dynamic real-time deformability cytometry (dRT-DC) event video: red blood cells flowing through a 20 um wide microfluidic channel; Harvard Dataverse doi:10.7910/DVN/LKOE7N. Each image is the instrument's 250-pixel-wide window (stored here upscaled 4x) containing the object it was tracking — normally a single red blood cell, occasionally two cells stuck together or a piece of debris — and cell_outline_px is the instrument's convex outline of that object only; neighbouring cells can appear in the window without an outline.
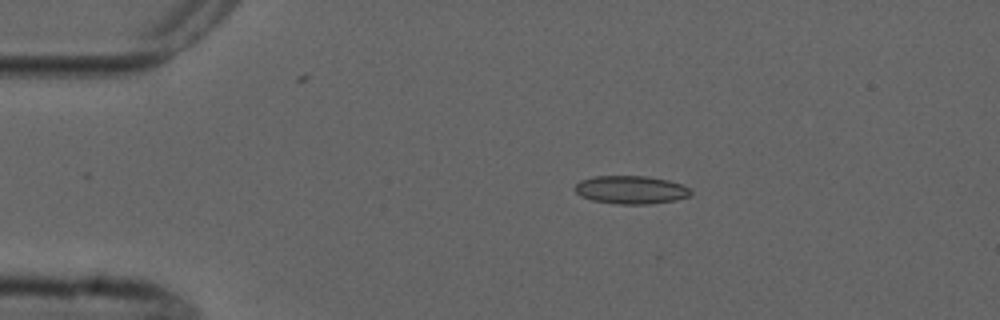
{"species": "common noctule bat (a hibernating species)", "species_latin": "Nyctalus noctula", "temperature_condition": "cold", "stored_images_in_passage": 9, "camera_frame_rate_fps": 3000, "um_per_image_px": 0.085, "animal": {"sex": "male", "forearm_length_mm": 52.5}, "frame": {"image": 1, "passage_image": 2, "time_ms": 1.667, "image_size_px": [1000, 320], "cell_outline_px": [[692, 196], [676, 200], [648, 204], [616, 204], [592, 200], [580, 196], [572, 188], [580, 180], [592, 176], [648, 176], [668, 180], [680, 184], [688, 188], [692, 192]], "centroid_in_image_um": [53.6, 16.13], "position_along_channel_um": 31.4, "area_um2": 19.19}}
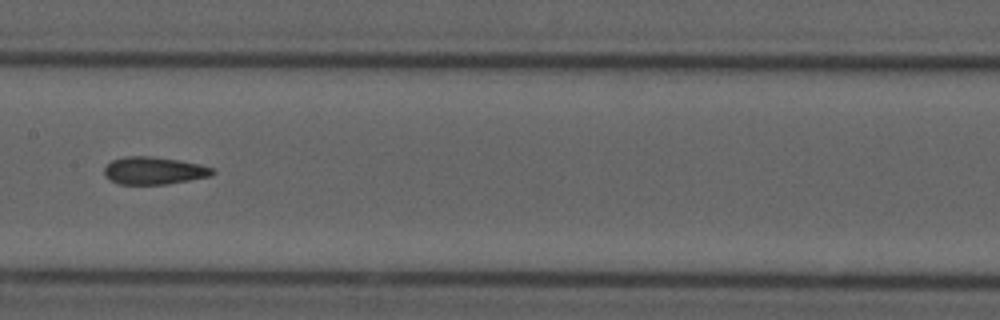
{"frame": {"image": 2, "passage_image": 6, "time_ms": 7.333, "image_size_px": [1000, 320], "cell_outline_px": [[216, 172], [212, 176], [168, 184], [120, 184], [112, 180], [104, 172], [104, 168], [112, 160], [124, 156], [152, 156], [180, 160], [200, 164], [212, 168]], "centroid_in_image_um": [13.13, 14.49], "position_along_channel_um": 194.3, "area_um2": 17.34}}
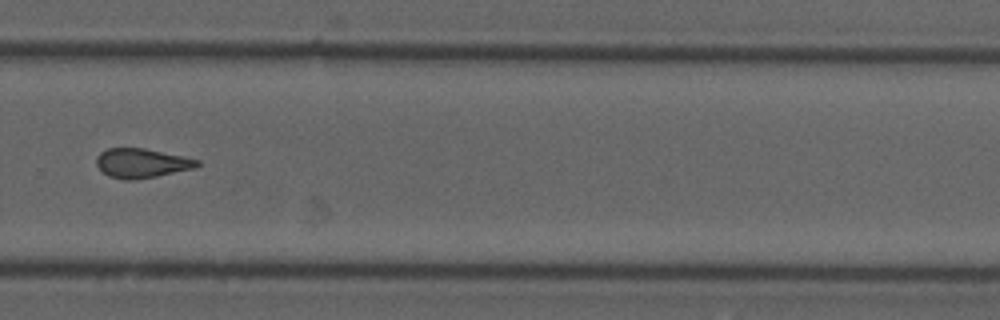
{"frame": {"image": 3, "passage_image": 9, "time_ms": 10.667, "image_size_px": [1000, 320], "cell_outline_px": [[200, 164], [196, 168], [136, 180], [124, 180], [108, 176], [96, 164], [96, 156], [100, 152], [108, 148], [144, 148], [184, 156], [200, 160]], "centroid_in_image_um": [12.05, 13.87], "position_along_channel_um": 317.7, "area_um2": 17.34}}